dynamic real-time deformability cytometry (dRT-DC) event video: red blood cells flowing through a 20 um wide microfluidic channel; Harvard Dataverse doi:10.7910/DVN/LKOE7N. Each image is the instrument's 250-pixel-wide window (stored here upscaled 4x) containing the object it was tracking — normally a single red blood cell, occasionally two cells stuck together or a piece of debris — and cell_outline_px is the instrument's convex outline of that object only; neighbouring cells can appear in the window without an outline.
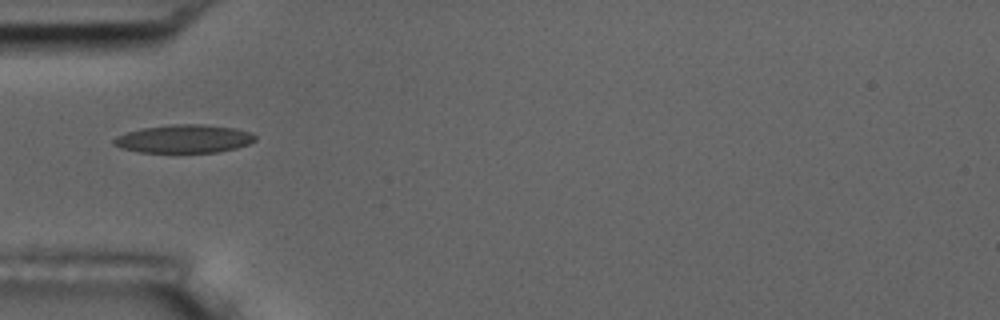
{"species": "common noctule bat (a hibernating species)", "species_latin": "Nyctalus noctula", "temperature_condition": "room temperature", "stored_images_in_passage": 3, "camera_frame_rate_fps": 3000, "um_per_image_px": 0.085, "animal": {"sex": "male", "body_mass_g": 17.5, "forearm_length_mm": 52.3}, "frame": {"image": 1, "passage_image": 1, "time_ms": 0.0, "image_size_px": [1000, 320], "cell_outline_px": [[256, 140], [248, 144], [236, 148], [216, 152], [140, 152], [120, 148], [112, 144], [112, 140], [116, 136], [140, 128], [172, 124], [204, 124], [232, 128], [252, 132], [256, 136]], "centroid_in_image_um": [15.62, 11.79], "position_along_channel_um": 69.4, "area_um2": 23.29}}